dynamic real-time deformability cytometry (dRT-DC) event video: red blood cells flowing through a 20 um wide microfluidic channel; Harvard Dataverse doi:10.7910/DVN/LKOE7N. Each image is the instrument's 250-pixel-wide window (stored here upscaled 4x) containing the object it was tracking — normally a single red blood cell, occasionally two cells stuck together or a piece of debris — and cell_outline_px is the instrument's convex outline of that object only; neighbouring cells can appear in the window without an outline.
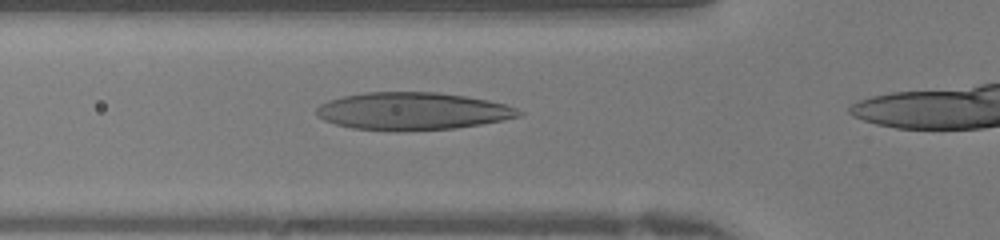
{"species": "human", "species_latin": "Homo sapiens", "temperature_condition": "warm", "stored_images_in_passage": 6, "camera_frame_rate_fps": 3000, "um_per_image_px": 0.085, "donor": {"sex": "female"}, "frame": {"image": 1, "passage_image": 2, "time_ms": 0.333, "image_size_px": [1000, 240], "cell_outline_px": [[524, 112], [520, 116], [504, 120], [456, 128], [396, 132], [352, 128], [336, 124], [324, 120], [316, 116], [316, 108], [320, 104], [328, 100], [344, 96], [364, 92], [436, 92], [464, 96], [488, 100], [504, 104], [516, 108]], "centroid_in_image_um": [35.04, 9.46], "position_along_channel_um": 90.8, "area_um2": 44.51}}
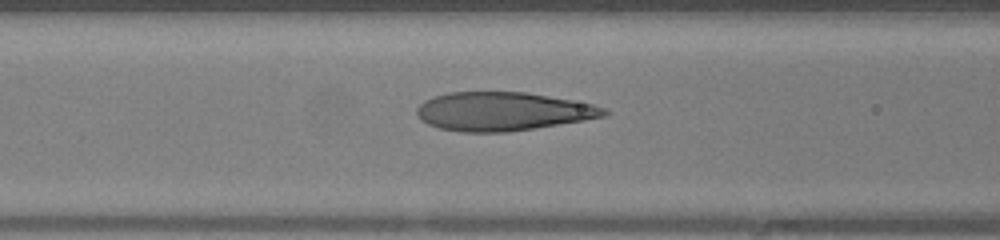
{"frame": {"image": 2, "passage_image": 4, "time_ms": 1.0, "image_size_px": [1000, 240], "cell_outline_px": [[608, 116], [584, 120], [508, 132], [460, 132], [440, 128], [428, 124], [420, 120], [416, 112], [416, 108], [424, 100], [432, 96], [448, 92], [528, 92], [572, 100], [592, 104], [604, 108], [608, 112]], "centroid_in_image_um": [42.7, 9.46], "position_along_channel_um": 123.9, "area_um2": 42.19}}